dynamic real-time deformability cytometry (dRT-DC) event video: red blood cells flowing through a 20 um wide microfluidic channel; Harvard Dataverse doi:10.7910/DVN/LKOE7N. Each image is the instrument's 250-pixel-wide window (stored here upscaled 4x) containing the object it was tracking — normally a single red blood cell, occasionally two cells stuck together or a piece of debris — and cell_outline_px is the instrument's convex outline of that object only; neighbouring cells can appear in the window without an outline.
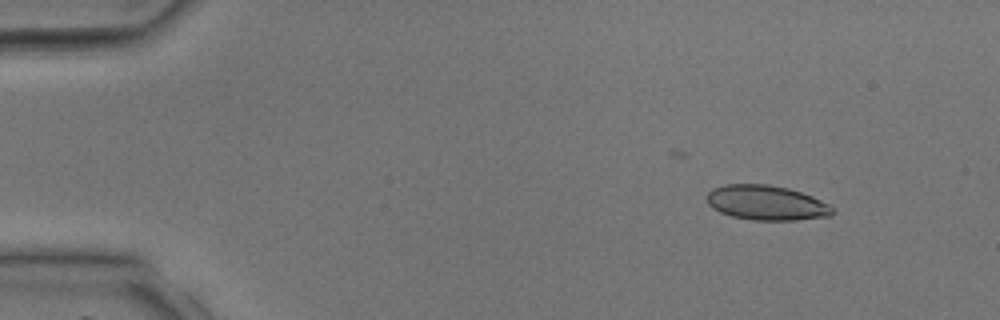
{"species": "common noctule bat (a hibernating species)", "species_latin": "Nyctalus noctula", "temperature_condition": "room temperature", "stored_images_in_passage": 38, "camera_frame_rate_fps": 3000, "um_per_image_px": 0.085, "animal": {"sex": "male", "body_mass_g": 17.9, "forearm_length_mm": 54.2}, "frame": {"image": 1, "passage_image": 4, "time_ms": 1.0, "image_size_px": [1000, 320], "cell_outline_px": [[836, 212], [832, 216], [796, 220], [752, 220], [732, 216], [720, 212], [712, 208], [708, 204], [708, 192], [712, 188], [724, 184], [768, 184], [788, 188], [812, 196], [828, 204]], "centroid_in_image_um": [65.15, 17.24], "position_along_channel_um": 19.9, "area_um2": 25.55}}
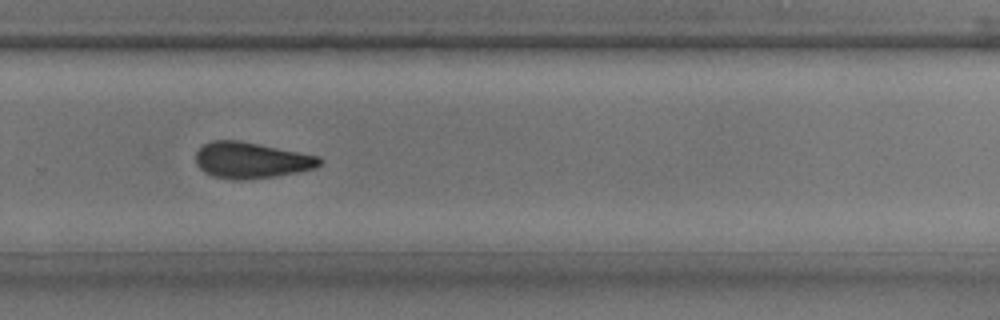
{"frame": {"image": 2, "passage_image": 26, "time_ms": 8.333, "image_size_px": [1000, 320], "cell_outline_px": [[324, 160], [316, 168], [276, 176], [240, 180], [212, 176], [204, 172], [196, 164], [196, 152], [204, 144], [212, 140], [240, 140], [320, 156]], "centroid_in_image_um": [21.37, 13.61], "position_along_channel_um": 308.4, "area_um2": 26.07}}
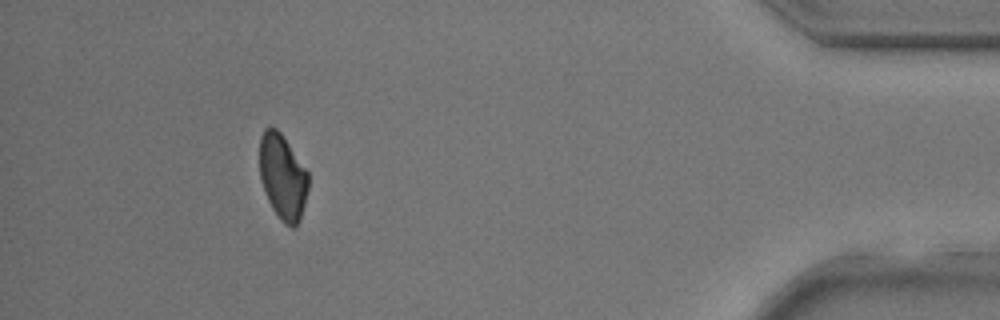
{"frame": {"image": 3, "passage_image": 35, "time_ms": 11.333, "image_size_px": [1000, 320], "cell_outline_px": [[308, 188], [300, 220], [296, 228], [292, 228], [284, 224], [280, 220], [272, 208], [268, 200], [260, 176], [260, 136], [264, 128], [268, 124], [272, 124], [280, 132], [308, 172]], "centroid_in_image_um": [24.02, 15.02], "position_along_channel_um": 411.2, "area_um2": 24.28}}